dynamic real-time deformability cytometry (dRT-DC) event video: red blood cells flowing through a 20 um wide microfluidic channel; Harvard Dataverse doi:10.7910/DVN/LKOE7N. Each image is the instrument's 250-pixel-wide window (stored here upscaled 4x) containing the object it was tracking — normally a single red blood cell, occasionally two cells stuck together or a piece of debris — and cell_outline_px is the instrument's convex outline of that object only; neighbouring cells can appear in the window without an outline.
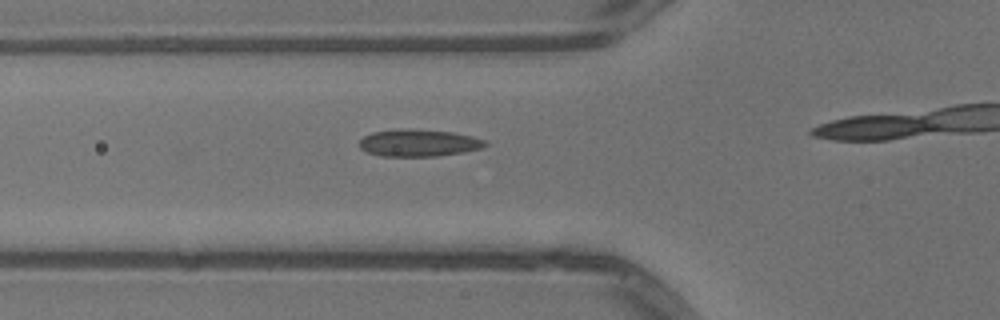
{"species": "common noctule bat (a hibernating species)", "species_latin": "Nyctalus noctula", "temperature_condition": "warm", "stored_images_in_passage": 11, "camera_frame_rate_fps": 3000, "um_per_image_px": 0.085, "animal": {"sex": "male", "body_mass_g": 13.3}, "frame": {"image": 1, "passage_image": 7, "time_ms": 2.0, "image_size_px": [1000, 320], "cell_outline_px": [[488, 144], [480, 148], [464, 152], [436, 156], [380, 156], [368, 152], [360, 148], [360, 140], [364, 136], [372, 132], [396, 128], [412, 128], [452, 132], [472, 136], [488, 140]], "centroid_in_image_um": [35.59, 12.13], "position_along_channel_um": 90.2, "area_um2": 20.11}}
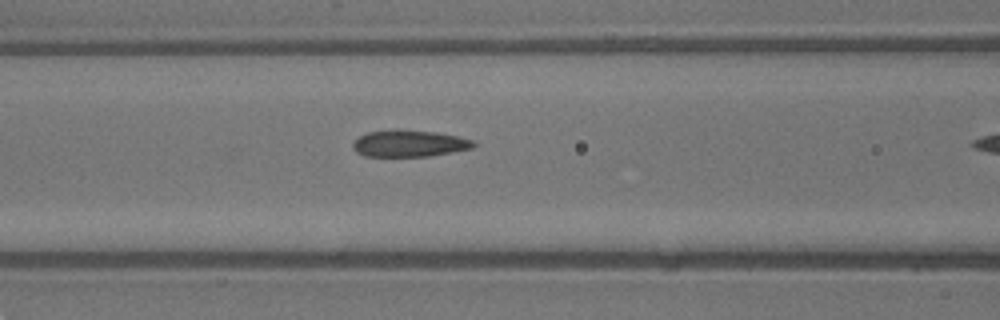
{"frame": {"image": 2, "passage_image": 10, "time_ms": 3.0, "image_size_px": [1000, 320], "cell_outline_px": [[476, 144], [472, 148], [452, 152], [428, 156], [364, 156], [356, 152], [352, 148], [352, 144], [360, 136], [368, 132], [392, 128], [396, 128], [436, 132], [476, 140]], "centroid_in_image_um": [34.78, 12.17], "position_along_channel_um": 131.8, "area_um2": 19.02}}